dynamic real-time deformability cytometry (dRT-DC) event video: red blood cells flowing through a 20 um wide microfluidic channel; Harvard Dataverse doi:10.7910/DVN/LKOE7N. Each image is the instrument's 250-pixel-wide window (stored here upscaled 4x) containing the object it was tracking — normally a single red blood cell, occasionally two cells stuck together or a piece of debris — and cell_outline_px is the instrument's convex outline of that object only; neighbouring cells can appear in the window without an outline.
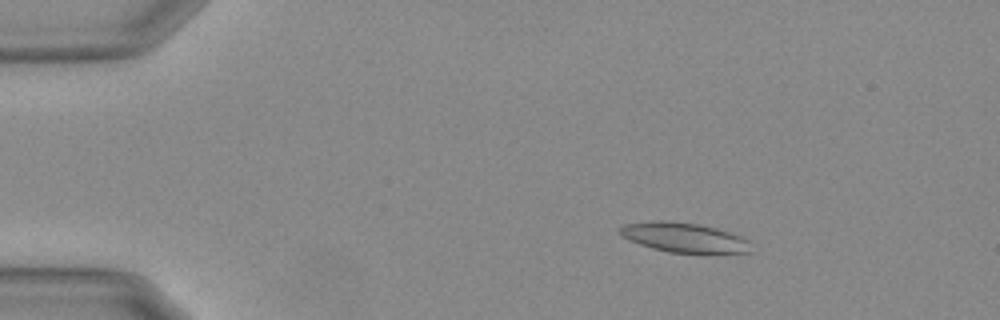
{"species": "Egyptian fruit bat (a non-hibernating species)", "species_latin": "Rousettus aegyptiacus", "temperature_condition": "warm", "stored_images_in_passage": 56, "camera_frame_rate_fps": 3000, "um_per_image_px": 0.085, "animal": {"sex": "female"}, "frame": {"image": 1, "passage_image": 9, "time_ms": 2.667, "image_size_px": [1000, 320], "cell_outline_px": [[752, 252], [672, 252], [652, 248], [628, 240], [620, 232], [620, 228], [624, 224], [652, 220], [664, 220], [696, 224], [716, 228], [752, 240]], "centroid_in_image_um": [58.17, 20.17], "position_along_channel_um": 26.8, "area_um2": 22.37}}
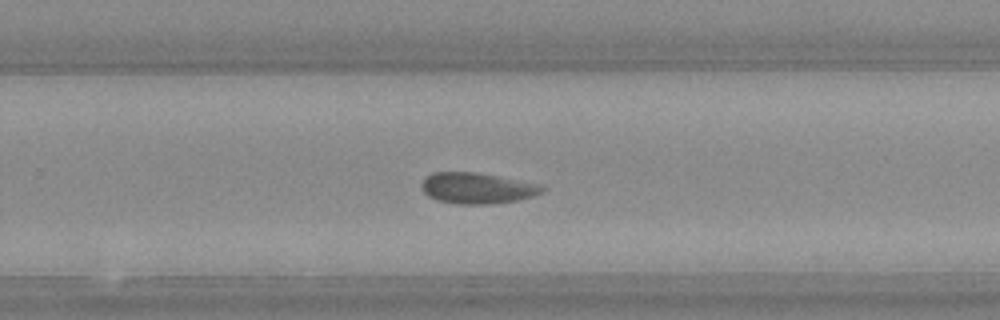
{"frame": {"image": 2, "passage_image": 37, "time_ms": 12.0, "image_size_px": [1000, 320], "cell_outline_px": [[548, 188], [544, 192], [532, 196], [516, 200], [492, 204], [456, 204], [436, 200], [428, 196], [424, 192], [420, 184], [424, 176], [432, 172], [476, 172], [540, 184]], "centroid_in_image_um": [40.53, 15.99], "position_along_channel_um": 289.3, "area_um2": 21.96}}
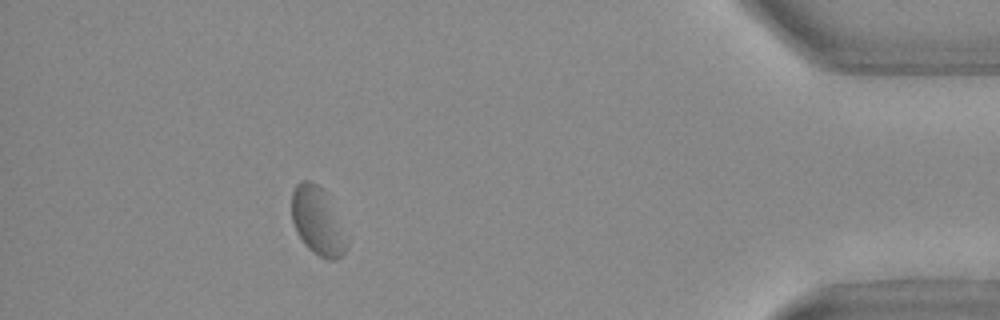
{"frame": {"image": 3, "passage_image": 51, "time_ms": 16.667, "image_size_px": [1000, 320], "cell_outline_px": [[348, 248], [336, 260], [328, 260], [312, 252], [304, 244], [296, 232], [292, 220], [292, 192], [296, 184], [300, 180], [308, 180], [316, 184], [320, 188], [348, 240]], "centroid_in_image_um": [26.94, 18.86], "position_along_channel_um": 408.3, "area_um2": 20.98}, "authors_computed_cell_mechanics": {"area_um2": 21.6461, "velocity_mm_per_s": 3.621, "shape_relaxation_time_tau1_ms": null, "shape_relaxation_time_tau2_ms": 2.0132, "deformation_change_tau1": null, "deformation_change_tau2": 0.0677}}